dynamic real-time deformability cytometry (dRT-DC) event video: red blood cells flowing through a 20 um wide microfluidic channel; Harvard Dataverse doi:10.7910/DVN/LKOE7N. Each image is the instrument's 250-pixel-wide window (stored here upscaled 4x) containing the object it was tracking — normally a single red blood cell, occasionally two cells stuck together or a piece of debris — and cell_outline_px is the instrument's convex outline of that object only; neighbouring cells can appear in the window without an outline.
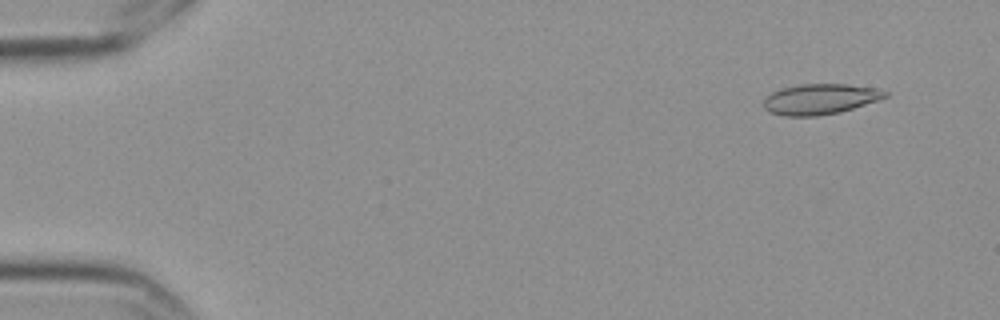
{"species": "Egyptian fruit bat (a non-hibernating species)", "species_latin": "Rousettus aegyptiacus", "temperature_condition": "cold", "stored_images_in_passage": 6, "camera_frame_rate_fps": 3000, "um_per_image_px": 0.085, "frame": {"image": 1, "passage_image": 2, "time_ms": 0.333, "image_size_px": [1000, 320], "cell_outline_px": [[888, 96], [840, 112], [820, 116], [784, 116], [768, 112], [760, 104], [764, 96], [780, 88], [800, 84], [848, 84], [872, 88], [888, 92]], "centroid_in_image_um": [69.59, 8.43], "position_along_channel_um": 15.4, "area_um2": 21.73}}
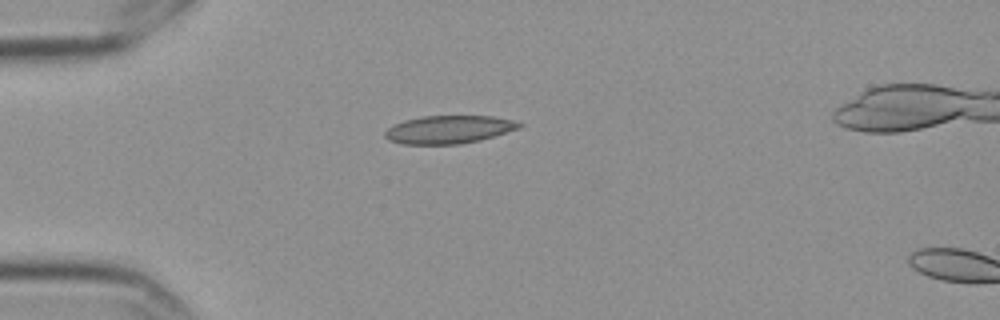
{"frame": {"image": 2, "passage_image": 5, "time_ms": 1.333, "image_size_px": [1000, 320], "cell_outline_px": [[524, 124], [520, 128], [480, 140], [460, 144], [404, 144], [388, 140], [384, 136], [384, 132], [388, 128], [404, 120], [424, 116], [492, 116], [512, 120]], "centroid_in_image_um": [38.15, 11.01], "position_along_channel_um": 46.9, "area_um2": 21.79}}